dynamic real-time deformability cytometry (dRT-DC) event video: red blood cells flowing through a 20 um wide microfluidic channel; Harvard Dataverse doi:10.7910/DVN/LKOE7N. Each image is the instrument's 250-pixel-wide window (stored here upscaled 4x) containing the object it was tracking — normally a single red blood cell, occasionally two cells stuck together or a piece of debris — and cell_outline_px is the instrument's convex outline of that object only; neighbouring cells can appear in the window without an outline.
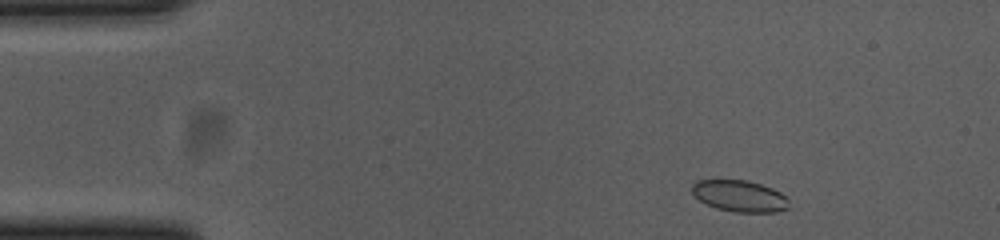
{"species": "common noctule bat (a hibernating species)", "species_latin": "Nyctalus noctula", "temperature_condition": "cold", "stored_images_in_passage": 51, "camera_frame_rate_fps": 3000, "um_per_image_px": 0.085, "animal": {"sex": "female", "body_mass_g": 23.0, "forearm_length_mm": 53.4}, "frame": {"image": 1, "passage_image": 3, "time_ms": 0.667, "image_size_px": [1000, 240], "cell_outline_px": [[788, 208], [776, 212], [732, 212], [716, 208], [700, 200], [692, 192], [692, 184], [696, 180], [748, 180], [772, 188], [780, 192], [788, 200]], "centroid_in_image_um": [62.86, 16.66], "position_along_channel_um": 22.1, "area_um2": 17.69}}
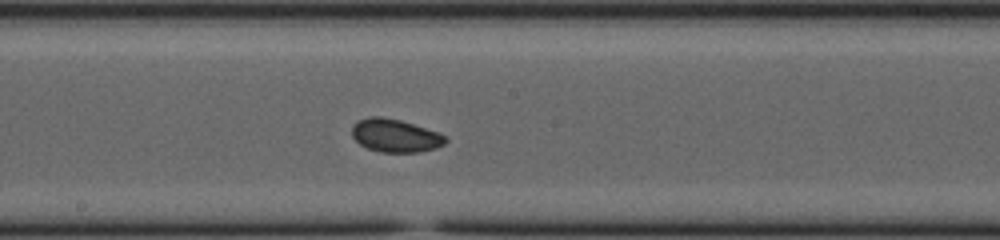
{"frame": {"image": 2, "passage_image": 25, "time_ms": 8.0, "image_size_px": [1000, 240], "cell_outline_px": [[448, 140], [444, 144], [436, 148], [420, 152], [380, 152], [368, 148], [360, 144], [352, 136], [352, 124], [356, 120], [368, 116], [380, 116], [400, 120], [440, 132], [448, 136]], "centroid_in_image_um": [33.61, 11.51], "position_along_channel_um": 214.6, "area_um2": 18.32}}
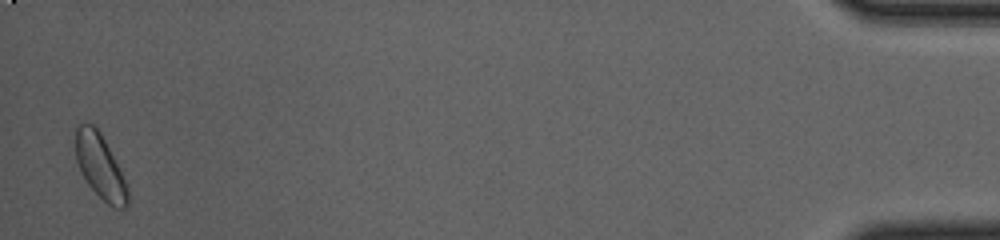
{"frame": {"image": 3, "passage_image": 50, "time_ms": 16.333, "image_size_px": [1000, 240], "cell_outline_px": [[128, 204], [124, 208], [116, 208], [108, 204], [88, 184], [80, 172], [76, 160], [76, 128], [84, 120], [92, 124], [100, 132], [128, 184]], "centroid_in_image_um": [8.51, 14.14], "position_along_channel_um": 426.7, "area_um2": 19.42}}